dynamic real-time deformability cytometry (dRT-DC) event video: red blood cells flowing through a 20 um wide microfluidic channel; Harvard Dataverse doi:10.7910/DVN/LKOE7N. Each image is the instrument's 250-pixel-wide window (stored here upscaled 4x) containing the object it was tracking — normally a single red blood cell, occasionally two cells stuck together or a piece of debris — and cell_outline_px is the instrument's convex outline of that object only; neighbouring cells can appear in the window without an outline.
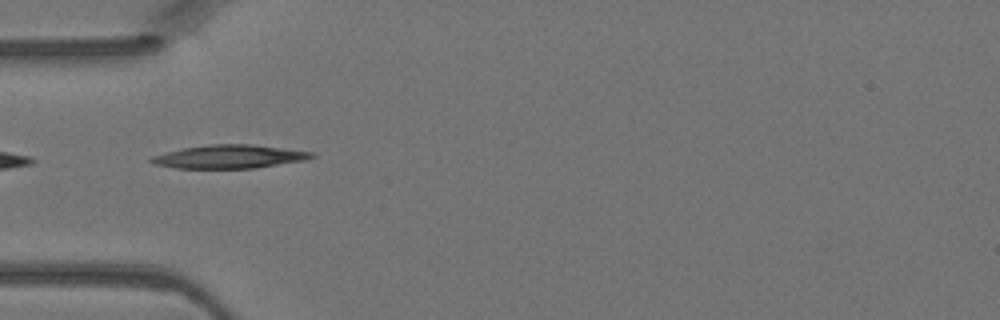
{"species": "Egyptian fruit bat (a non-hibernating species)", "species_latin": "Rousettus aegyptiacus", "temperature_condition": "warm", "stored_images_in_passage": 1, "camera_frame_rate_fps": 3000, "um_per_image_px": 0.085, "animal": {"sex": "female"}, "frame": {"image": 1, "passage_image": 1, "time_ms": 0.0, "image_size_px": [1000, 320], "cell_outline_px": [[316, 156], [304, 160], [256, 168], [176, 168], [156, 164], [148, 160], [152, 156], [184, 148], [208, 144], [252, 144], [316, 152]], "centroid_in_image_um": [19.55, 13.31], "position_along_channel_um": 65.4, "area_um2": 21.79}}